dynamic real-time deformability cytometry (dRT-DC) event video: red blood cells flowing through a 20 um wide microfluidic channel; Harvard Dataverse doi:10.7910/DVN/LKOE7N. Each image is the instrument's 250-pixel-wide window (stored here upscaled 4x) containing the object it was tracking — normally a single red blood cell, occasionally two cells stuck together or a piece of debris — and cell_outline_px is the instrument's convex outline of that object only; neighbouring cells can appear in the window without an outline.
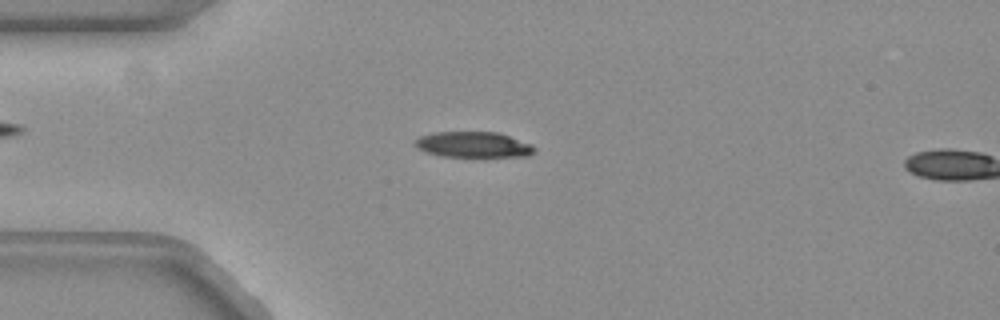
{"species": "common noctule bat (a hibernating species)", "species_latin": "Nyctalus noctula", "temperature_condition": "warm", "stored_images_in_passage": 11, "camera_frame_rate_fps": 3000, "um_per_image_px": 0.085, "animal": {"sex": "female", "body_mass_g": 19.3, "forearm_length_mm": 54.1}, "frame": {"image": 1, "passage_image": 10, "time_ms": 3.0, "image_size_px": [1000, 320], "cell_outline_px": [[536, 148], [528, 156], [440, 156], [424, 152], [416, 148], [416, 140], [420, 136], [432, 132], [496, 132], [532, 144]], "centroid_in_image_um": [40.19, 12.29], "position_along_channel_um": 44.8, "area_um2": 17.69}}